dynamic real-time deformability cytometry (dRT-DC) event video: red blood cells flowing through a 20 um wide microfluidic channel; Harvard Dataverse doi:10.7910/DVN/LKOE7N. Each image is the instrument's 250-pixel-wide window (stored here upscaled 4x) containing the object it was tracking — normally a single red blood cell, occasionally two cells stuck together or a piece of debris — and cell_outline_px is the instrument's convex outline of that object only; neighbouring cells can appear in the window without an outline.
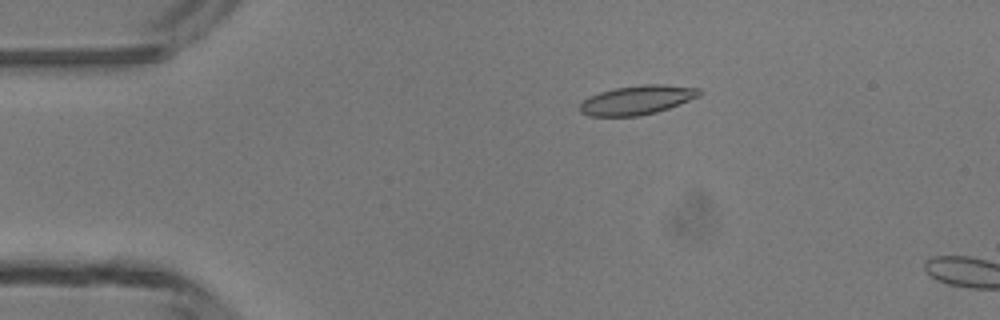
{"species": "common noctule bat (a hibernating species)", "species_latin": "Nyctalus noctula", "temperature_condition": "room temperature", "stored_images_in_passage": 3, "camera_frame_rate_fps": 3000, "um_per_image_px": 0.085, "animal": {"sex": "male", "body_mass_g": 13.3}, "frame": {"image": 1, "passage_image": 2, "time_ms": 2.333, "image_size_px": [1000, 320], "cell_outline_px": [[704, 92], [700, 96], [680, 104], [656, 112], [640, 116], [588, 116], [580, 112], [580, 104], [588, 96], [600, 92], [616, 88], [640, 84], [664, 84], [700, 88]], "centroid_in_image_um": [54.18, 8.49], "position_along_channel_um": 30.8, "area_um2": 20.46}}